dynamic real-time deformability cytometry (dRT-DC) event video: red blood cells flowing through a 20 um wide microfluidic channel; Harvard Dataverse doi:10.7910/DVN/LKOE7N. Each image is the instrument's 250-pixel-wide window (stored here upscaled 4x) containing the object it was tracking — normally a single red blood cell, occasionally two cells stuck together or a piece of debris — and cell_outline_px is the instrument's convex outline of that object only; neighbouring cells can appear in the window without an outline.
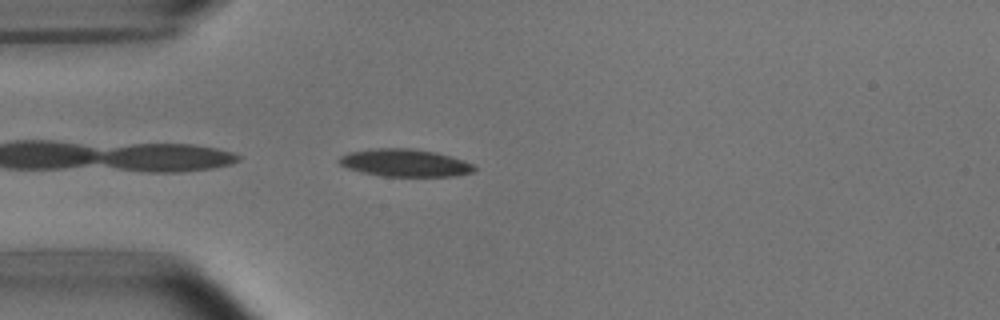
{"species": "common noctule bat (a hibernating species)", "species_latin": "Nyctalus noctula", "temperature_condition": "room temperature", "stored_images_in_passage": 23, "camera_frame_rate_fps": 3000, "um_per_image_px": 0.085, "animal": {"sex": "male", "body_mass_g": 15.6}, "frame": {"image": 1, "passage_image": 1, "time_ms": 0.0, "image_size_px": [1000, 320], "cell_outline_px": [[476, 168], [472, 172], [456, 176], [380, 176], [360, 172], [348, 168], [340, 164], [336, 160], [340, 156], [348, 152], [372, 148], [412, 148], [436, 152], [452, 156], [464, 160], [472, 164]], "centroid_in_image_um": [34.39, 13.83], "position_along_channel_um": 50.6, "area_um2": 21.91}}
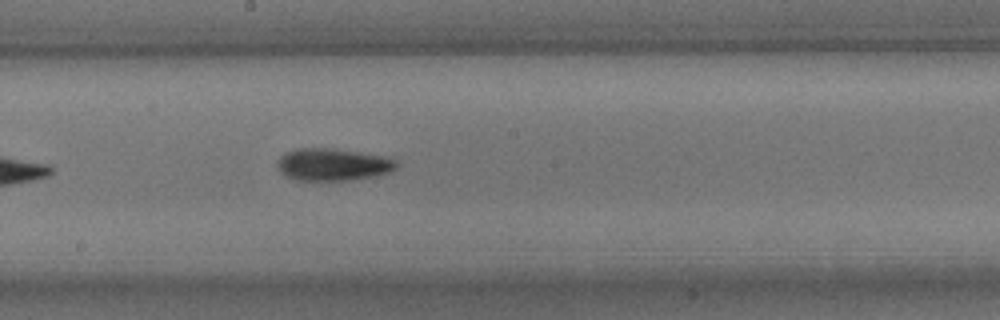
{"frame": {"image": 2, "passage_image": 15, "time_ms": 4.667, "image_size_px": [1000, 320], "cell_outline_px": [[400, 164], [396, 168], [388, 172], [376, 176], [352, 180], [296, 180], [284, 176], [280, 172], [280, 156], [288, 152], [300, 148], [328, 148], [384, 156], [396, 160]], "centroid_in_image_um": [28.34, 14.0], "position_along_channel_um": 219.9, "area_um2": 22.14}}
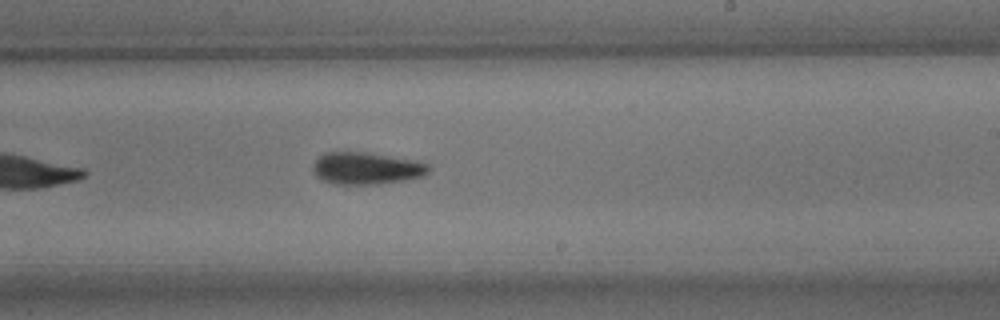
{"frame": {"image": 3, "passage_image": 18, "time_ms": 5.667, "image_size_px": [1000, 320], "cell_outline_px": [[428, 172], [424, 176], [404, 180], [380, 184], [336, 184], [320, 180], [316, 176], [312, 168], [312, 164], [320, 156], [328, 152], [364, 152], [416, 160], [428, 164]], "centroid_in_image_um": [31.12, 14.31], "position_along_channel_um": 257.9, "area_um2": 21.62}}